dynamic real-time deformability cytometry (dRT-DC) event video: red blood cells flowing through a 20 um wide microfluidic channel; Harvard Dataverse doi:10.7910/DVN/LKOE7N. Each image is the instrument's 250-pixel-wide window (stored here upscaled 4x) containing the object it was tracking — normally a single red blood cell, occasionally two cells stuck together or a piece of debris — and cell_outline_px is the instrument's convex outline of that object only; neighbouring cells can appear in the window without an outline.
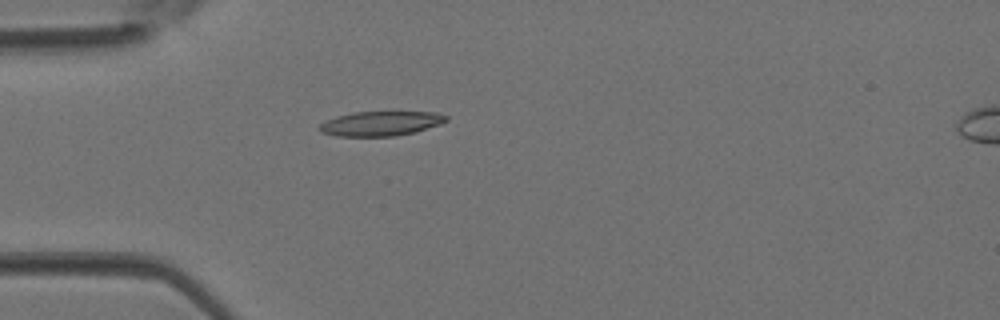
{"species": "Egyptian fruit bat (a non-hibernating species)", "species_latin": "Rousettus aegyptiacus", "temperature_condition": "room temperature", "stored_images_in_passage": 5, "camera_frame_rate_fps": 3000, "um_per_image_px": 0.085, "animal": {"sex": "female"}, "frame": {"image": 1, "passage_image": 4, "time_ms": 1.0, "image_size_px": [1000, 320], "cell_outline_px": [[448, 120], [440, 124], [416, 132], [396, 136], [336, 136], [320, 132], [316, 128], [324, 120], [336, 116], [352, 112], [436, 112], [448, 116]], "centroid_in_image_um": [32.33, 10.5], "position_along_channel_um": 52.7, "area_um2": 18.38}}